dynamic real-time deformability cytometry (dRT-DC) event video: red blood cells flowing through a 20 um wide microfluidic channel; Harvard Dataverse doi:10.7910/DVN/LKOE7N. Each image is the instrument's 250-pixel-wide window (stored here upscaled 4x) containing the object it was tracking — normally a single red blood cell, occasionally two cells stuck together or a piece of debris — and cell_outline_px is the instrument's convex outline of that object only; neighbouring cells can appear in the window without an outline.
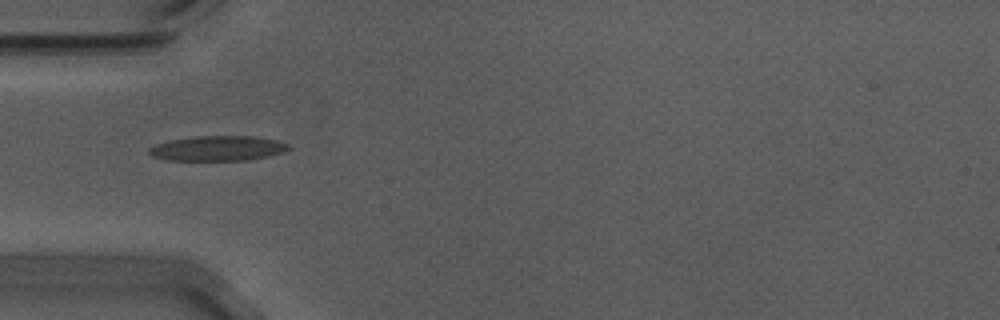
{"species": "Egyptian fruit bat (a non-hibernating species)", "species_latin": "Rousettus aegyptiacus", "temperature_condition": "warm", "stored_images_in_passage": 39, "camera_frame_rate_fps": 3000, "um_per_image_px": 0.085, "animal": {"sex": "male"}, "frame": {"image": 1, "passage_image": 1, "time_ms": 0.0, "image_size_px": [1000, 320], "cell_outline_px": [[292, 148], [284, 152], [268, 156], [248, 160], [168, 160], [152, 156], [148, 152], [148, 148], [156, 144], [168, 140], [196, 136], [256, 136], [276, 140], [288, 144]], "centroid_in_image_um": [18.52, 12.6], "position_along_channel_um": 66.5, "area_um2": 20.4}}
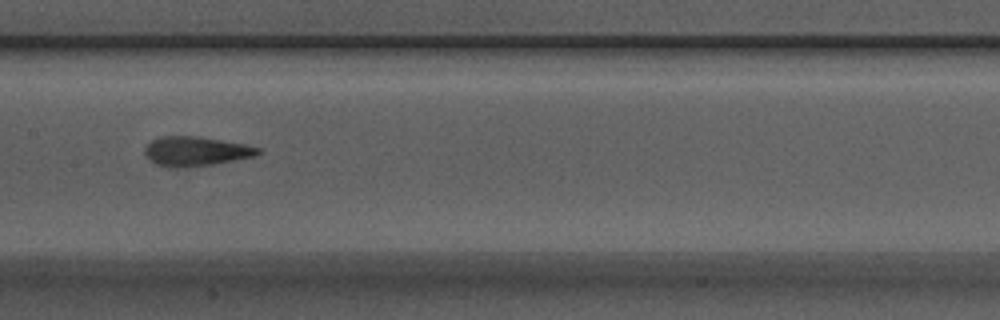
{"frame": {"image": 2, "passage_image": 11, "time_ms": 3.333, "image_size_px": [1000, 320], "cell_outline_px": [[260, 152], [256, 156], [212, 164], [156, 164], [144, 152], [144, 148], [152, 140], [164, 136], [196, 136], [244, 144], [260, 148]], "centroid_in_image_um": [16.71, 12.8], "position_along_channel_um": 190.7, "area_um2": 18.21}}
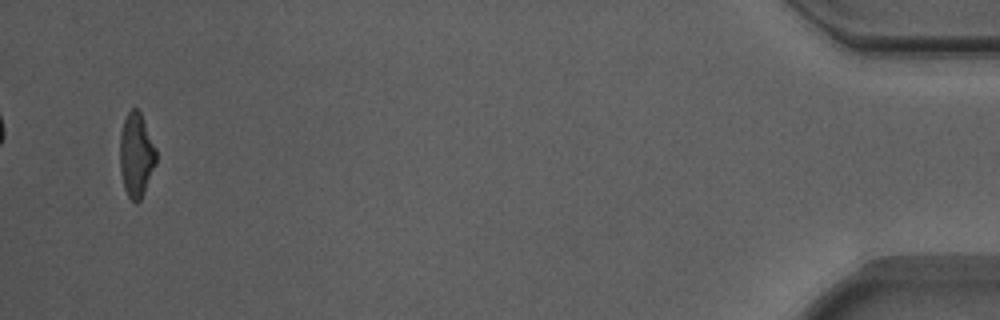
{"frame": {"image": 3, "passage_image": 37, "time_ms": 12.0, "image_size_px": [1000, 320], "cell_outline_px": [[156, 164], [144, 192], [140, 200], [136, 204], [128, 196], [124, 188], [120, 168], [120, 132], [124, 120], [128, 112], [132, 108], [136, 108], [140, 112], [156, 148]], "centroid_in_image_um": [11.58, 13.18], "position_along_channel_um": 423.6, "area_um2": 17.69}, "authors_computed_cell_mechanics": {"area_um2": 18.496, "velocity_mm_per_s": 3.7176, "shape_relaxation_time_tau1_ms": 6.2566, "shape_relaxation_time_tau2_ms": 1.7879, "deformation_change_tau1": 0.2235, "deformation_change_tau2": 0.1169}}